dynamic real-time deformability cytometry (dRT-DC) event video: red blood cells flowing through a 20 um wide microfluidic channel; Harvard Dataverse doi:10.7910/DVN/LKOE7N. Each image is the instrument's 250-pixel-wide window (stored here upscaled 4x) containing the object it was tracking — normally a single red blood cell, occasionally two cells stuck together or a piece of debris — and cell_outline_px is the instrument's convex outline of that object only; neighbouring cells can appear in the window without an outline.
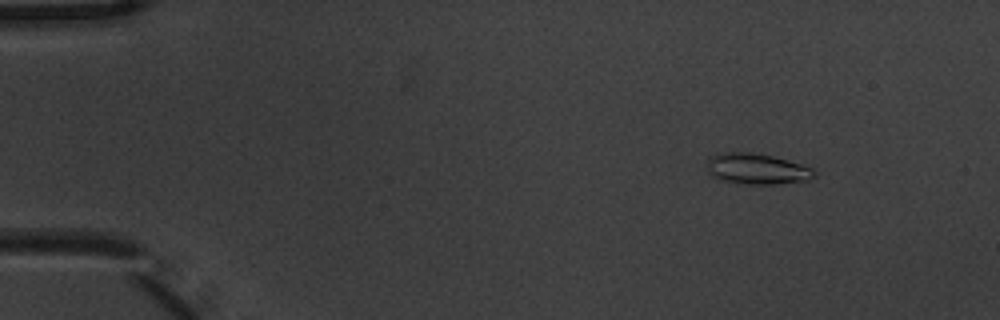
{"species": "common noctule bat (a hibernating species)", "species_latin": "Nyctalus noctula", "temperature_condition": "warm", "stored_images_in_passage": 5, "camera_frame_rate_fps": 3000, "um_per_image_px": 0.085, "animal": {"sex": "male", "body_mass_g": 20.1, "forearm_length_mm": 53.5}, "frame": {"image": 1, "passage_image": 1, "time_ms": 0.0, "image_size_px": [1000, 320], "cell_outline_px": [[816, 176], [808, 180], [776, 184], [744, 184], [724, 180], [712, 176], [708, 172], [708, 156], [724, 152], [748, 152], [772, 156], [788, 160], [812, 168], [816, 172]], "centroid_in_image_um": [64.34, 14.35], "position_along_channel_um": 20.7, "area_um2": 19.19}}
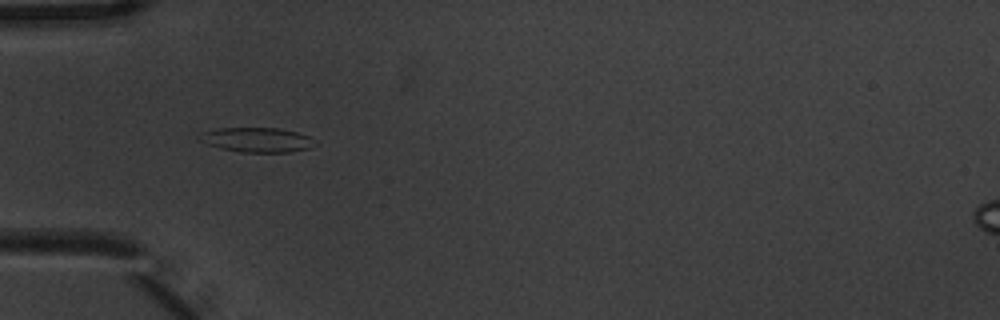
{"frame": {"image": 2, "passage_image": 4, "time_ms": 1.0, "image_size_px": [1000, 320], "cell_outline_px": [[320, 144], [308, 148], [292, 152], [240, 152], [220, 148], [196, 140], [196, 136], [204, 132], [216, 128], [276, 128], [296, 132], [308, 136]], "centroid_in_image_um": [21.82, 11.89], "position_along_channel_um": 63.2, "area_um2": 16.7}}
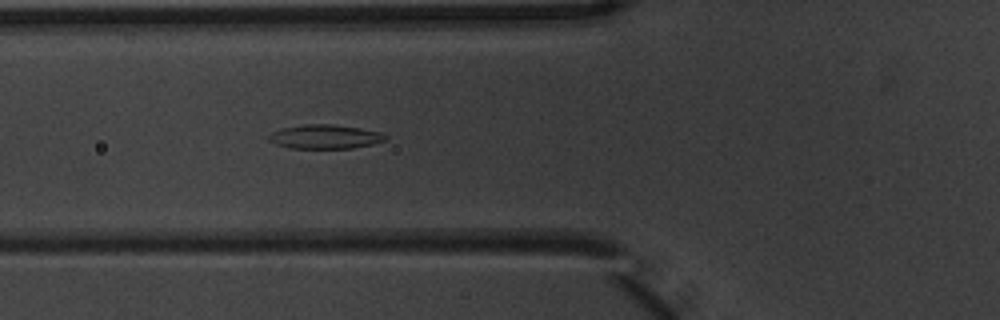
{"frame": {"image": 3, "passage_image": 5, "time_ms": 1.333, "image_size_px": [1000, 320], "cell_outline_px": [[388, 136], [384, 140], [372, 144], [352, 148], [288, 148], [276, 144], [268, 140], [268, 136], [272, 132], [284, 128], [304, 124], [332, 124], [360, 128], [380, 132]], "centroid_in_image_um": [27.61, 11.62], "position_along_channel_um": 98.2, "area_um2": 16.24}}